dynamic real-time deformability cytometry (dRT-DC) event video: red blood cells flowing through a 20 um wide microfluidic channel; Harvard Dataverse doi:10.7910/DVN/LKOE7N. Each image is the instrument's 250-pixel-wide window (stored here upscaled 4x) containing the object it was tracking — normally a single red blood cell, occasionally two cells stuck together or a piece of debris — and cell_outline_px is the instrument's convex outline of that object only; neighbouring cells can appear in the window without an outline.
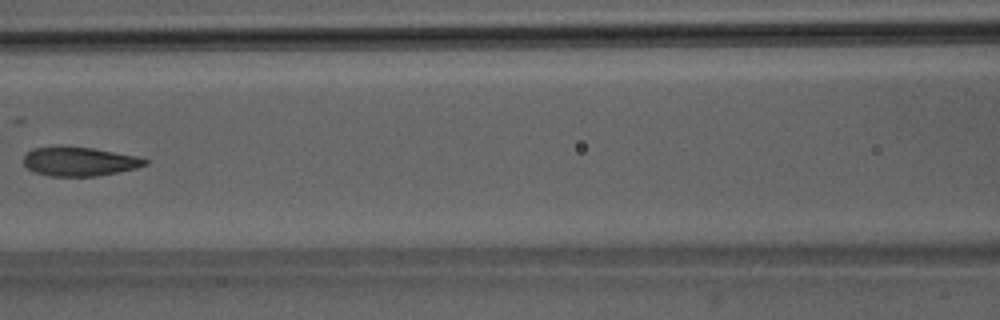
{"species": "Egyptian fruit bat (a non-hibernating species)", "species_latin": "Rousettus aegyptiacus", "temperature_condition": "room temperature", "stored_images_in_passage": 8, "camera_frame_rate_fps": 3000, "um_per_image_px": 0.085, "animal": {"sex": "male"}, "frame": {"image": 1, "passage_image": 7, "time_ms": 6.667, "image_size_px": [1000, 320], "cell_outline_px": [[148, 164], [136, 168], [96, 176], [52, 176], [36, 172], [28, 168], [24, 164], [24, 156], [32, 148], [92, 148], [136, 156], [148, 160]], "centroid_in_image_um": [6.77, 13.75], "position_along_channel_um": 159.8, "area_um2": 19.83}}